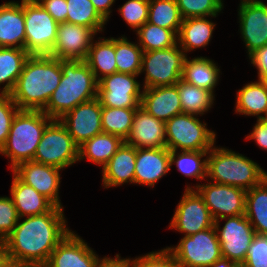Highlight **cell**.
<instances>
[{
    "label": "cell",
    "mask_w": 267,
    "mask_h": 267,
    "mask_svg": "<svg viewBox=\"0 0 267 267\" xmlns=\"http://www.w3.org/2000/svg\"><path fill=\"white\" fill-rule=\"evenodd\" d=\"M166 248L182 267H208L222 257L215 226L183 236L177 245Z\"/></svg>",
    "instance_id": "obj_10"
},
{
    "label": "cell",
    "mask_w": 267,
    "mask_h": 267,
    "mask_svg": "<svg viewBox=\"0 0 267 267\" xmlns=\"http://www.w3.org/2000/svg\"><path fill=\"white\" fill-rule=\"evenodd\" d=\"M57 23L66 22L68 5L66 0H37Z\"/></svg>",
    "instance_id": "obj_46"
},
{
    "label": "cell",
    "mask_w": 267,
    "mask_h": 267,
    "mask_svg": "<svg viewBox=\"0 0 267 267\" xmlns=\"http://www.w3.org/2000/svg\"><path fill=\"white\" fill-rule=\"evenodd\" d=\"M245 216L256 234L267 235V179L246 191Z\"/></svg>",
    "instance_id": "obj_32"
},
{
    "label": "cell",
    "mask_w": 267,
    "mask_h": 267,
    "mask_svg": "<svg viewBox=\"0 0 267 267\" xmlns=\"http://www.w3.org/2000/svg\"><path fill=\"white\" fill-rule=\"evenodd\" d=\"M207 155L208 151L170 150V164L171 167L175 164L184 177L195 178L201 183L207 178Z\"/></svg>",
    "instance_id": "obj_34"
},
{
    "label": "cell",
    "mask_w": 267,
    "mask_h": 267,
    "mask_svg": "<svg viewBox=\"0 0 267 267\" xmlns=\"http://www.w3.org/2000/svg\"><path fill=\"white\" fill-rule=\"evenodd\" d=\"M182 112L197 116L208 113L214 105L215 94L193 86L182 79L177 82Z\"/></svg>",
    "instance_id": "obj_33"
},
{
    "label": "cell",
    "mask_w": 267,
    "mask_h": 267,
    "mask_svg": "<svg viewBox=\"0 0 267 267\" xmlns=\"http://www.w3.org/2000/svg\"><path fill=\"white\" fill-rule=\"evenodd\" d=\"M137 41L143 52L170 48L178 43L177 34L146 22L136 32Z\"/></svg>",
    "instance_id": "obj_38"
},
{
    "label": "cell",
    "mask_w": 267,
    "mask_h": 267,
    "mask_svg": "<svg viewBox=\"0 0 267 267\" xmlns=\"http://www.w3.org/2000/svg\"><path fill=\"white\" fill-rule=\"evenodd\" d=\"M68 23L92 28L97 34L104 32L107 21L97 12L90 0H66Z\"/></svg>",
    "instance_id": "obj_36"
},
{
    "label": "cell",
    "mask_w": 267,
    "mask_h": 267,
    "mask_svg": "<svg viewBox=\"0 0 267 267\" xmlns=\"http://www.w3.org/2000/svg\"><path fill=\"white\" fill-rule=\"evenodd\" d=\"M208 267H241L237 262L221 257Z\"/></svg>",
    "instance_id": "obj_52"
},
{
    "label": "cell",
    "mask_w": 267,
    "mask_h": 267,
    "mask_svg": "<svg viewBox=\"0 0 267 267\" xmlns=\"http://www.w3.org/2000/svg\"><path fill=\"white\" fill-rule=\"evenodd\" d=\"M148 23L179 33L183 18L176 0H149Z\"/></svg>",
    "instance_id": "obj_37"
},
{
    "label": "cell",
    "mask_w": 267,
    "mask_h": 267,
    "mask_svg": "<svg viewBox=\"0 0 267 267\" xmlns=\"http://www.w3.org/2000/svg\"><path fill=\"white\" fill-rule=\"evenodd\" d=\"M206 179L247 191L267 179V171L243 154L214 145L208 151Z\"/></svg>",
    "instance_id": "obj_4"
},
{
    "label": "cell",
    "mask_w": 267,
    "mask_h": 267,
    "mask_svg": "<svg viewBox=\"0 0 267 267\" xmlns=\"http://www.w3.org/2000/svg\"><path fill=\"white\" fill-rule=\"evenodd\" d=\"M19 221L12 197L0 196V240L4 241Z\"/></svg>",
    "instance_id": "obj_43"
},
{
    "label": "cell",
    "mask_w": 267,
    "mask_h": 267,
    "mask_svg": "<svg viewBox=\"0 0 267 267\" xmlns=\"http://www.w3.org/2000/svg\"><path fill=\"white\" fill-rule=\"evenodd\" d=\"M136 108H111L102 106L101 125L103 133L121 137L129 136Z\"/></svg>",
    "instance_id": "obj_39"
},
{
    "label": "cell",
    "mask_w": 267,
    "mask_h": 267,
    "mask_svg": "<svg viewBox=\"0 0 267 267\" xmlns=\"http://www.w3.org/2000/svg\"><path fill=\"white\" fill-rule=\"evenodd\" d=\"M246 140H254L257 146L263 150H267V119H257L252 131Z\"/></svg>",
    "instance_id": "obj_48"
},
{
    "label": "cell",
    "mask_w": 267,
    "mask_h": 267,
    "mask_svg": "<svg viewBox=\"0 0 267 267\" xmlns=\"http://www.w3.org/2000/svg\"><path fill=\"white\" fill-rule=\"evenodd\" d=\"M96 35L92 28L68 22L59 23L55 45L49 55L60 60L85 61Z\"/></svg>",
    "instance_id": "obj_16"
},
{
    "label": "cell",
    "mask_w": 267,
    "mask_h": 267,
    "mask_svg": "<svg viewBox=\"0 0 267 267\" xmlns=\"http://www.w3.org/2000/svg\"><path fill=\"white\" fill-rule=\"evenodd\" d=\"M67 223L64 208L57 206L44 214L19 218L4 240L9 259L45 265L56 246L71 231Z\"/></svg>",
    "instance_id": "obj_1"
},
{
    "label": "cell",
    "mask_w": 267,
    "mask_h": 267,
    "mask_svg": "<svg viewBox=\"0 0 267 267\" xmlns=\"http://www.w3.org/2000/svg\"><path fill=\"white\" fill-rule=\"evenodd\" d=\"M100 259L101 256L71 230L53 250L44 267H94Z\"/></svg>",
    "instance_id": "obj_19"
},
{
    "label": "cell",
    "mask_w": 267,
    "mask_h": 267,
    "mask_svg": "<svg viewBox=\"0 0 267 267\" xmlns=\"http://www.w3.org/2000/svg\"><path fill=\"white\" fill-rule=\"evenodd\" d=\"M2 267H44V265L33 262L12 260L8 258Z\"/></svg>",
    "instance_id": "obj_51"
},
{
    "label": "cell",
    "mask_w": 267,
    "mask_h": 267,
    "mask_svg": "<svg viewBox=\"0 0 267 267\" xmlns=\"http://www.w3.org/2000/svg\"><path fill=\"white\" fill-rule=\"evenodd\" d=\"M220 73V67L212 59L205 56L190 59L186 56L181 79L193 86L215 93V88L219 84Z\"/></svg>",
    "instance_id": "obj_27"
},
{
    "label": "cell",
    "mask_w": 267,
    "mask_h": 267,
    "mask_svg": "<svg viewBox=\"0 0 267 267\" xmlns=\"http://www.w3.org/2000/svg\"><path fill=\"white\" fill-rule=\"evenodd\" d=\"M118 14L136 32L148 21L149 0H127L118 8Z\"/></svg>",
    "instance_id": "obj_41"
},
{
    "label": "cell",
    "mask_w": 267,
    "mask_h": 267,
    "mask_svg": "<svg viewBox=\"0 0 267 267\" xmlns=\"http://www.w3.org/2000/svg\"><path fill=\"white\" fill-rule=\"evenodd\" d=\"M33 161L62 170L79 162V146L59 120L46 126Z\"/></svg>",
    "instance_id": "obj_7"
},
{
    "label": "cell",
    "mask_w": 267,
    "mask_h": 267,
    "mask_svg": "<svg viewBox=\"0 0 267 267\" xmlns=\"http://www.w3.org/2000/svg\"><path fill=\"white\" fill-rule=\"evenodd\" d=\"M125 141L116 135L100 133L79 146V161L86 159L104 167Z\"/></svg>",
    "instance_id": "obj_29"
},
{
    "label": "cell",
    "mask_w": 267,
    "mask_h": 267,
    "mask_svg": "<svg viewBox=\"0 0 267 267\" xmlns=\"http://www.w3.org/2000/svg\"><path fill=\"white\" fill-rule=\"evenodd\" d=\"M102 105L98 98L77 105L59 121L66 127L74 142L80 146L86 140L103 133Z\"/></svg>",
    "instance_id": "obj_17"
},
{
    "label": "cell",
    "mask_w": 267,
    "mask_h": 267,
    "mask_svg": "<svg viewBox=\"0 0 267 267\" xmlns=\"http://www.w3.org/2000/svg\"><path fill=\"white\" fill-rule=\"evenodd\" d=\"M136 148L125 142L102 167V186L105 189L134 184Z\"/></svg>",
    "instance_id": "obj_23"
},
{
    "label": "cell",
    "mask_w": 267,
    "mask_h": 267,
    "mask_svg": "<svg viewBox=\"0 0 267 267\" xmlns=\"http://www.w3.org/2000/svg\"><path fill=\"white\" fill-rule=\"evenodd\" d=\"M199 116L180 113L165 122L166 147L179 151H209L216 144L214 130Z\"/></svg>",
    "instance_id": "obj_6"
},
{
    "label": "cell",
    "mask_w": 267,
    "mask_h": 267,
    "mask_svg": "<svg viewBox=\"0 0 267 267\" xmlns=\"http://www.w3.org/2000/svg\"><path fill=\"white\" fill-rule=\"evenodd\" d=\"M62 77L61 60L50 55H30L13 91V102L20 110H43Z\"/></svg>",
    "instance_id": "obj_2"
},
{
    "label": "cell",
    "mask_w": 267,
    "mask_h": 267,
    "mask_svg": "<svg viewBox=\"0 0 267 267\" xmlns=\"http://www.w3.org/2000/svg\"><path fill=\"white\" fill-rule=\"evenodd\" d=\"M170 170V150L167 147L136 149L134 184L154 188Z\"/></svg>",
    "instance_id": "obj_20"
},
{
    "label": "cell",
    "mask_w": 267,
    "mask_h": 267,
    "mask_svg": "<svg viewBox=\"0 0 267 267\" xmlns=\"http://www.w3.org/2000/svg\"><path fill=\"white\" fill-rule=\"evenodd\" d=\"M61 71L60 84L42 110L53 120L98 96V81L85 61L61 60Z\"/></svg>",
    "instance_id": "obj_3"
},
{
    "label": "cell",
    "mask_w": 267,
    "mask_h": 267,
    "mask_svg": "<svg viewBox=\"0 0 267 267\" xmlns=\"http://www.w3.org/2000/svg\"><path fill=\"white\" fill-rule=\"evenodd\" d=\"M248 58L257 69L258 80L267 81V44L255 50Z\"/></svg>",
    "instance_id": "obj_47"
},
{
    "label": "cell",
    "mask_w": 267,
    "mask_h": 267,
    "mask_svg": "<svg viewBox=\"0 0 267 267\" xmlns=\"http://www.w3.org/2000/svg\"><path fill=\"white\" fill-rule=\"evenodd\" d=\"M53 119L41 110H19L12 122L0 155L9 158L11 171L20 163L33 161L43 131Z\"/></svg>",
    "instance_id": "obj_5"
},
{
    "label": "cell",
    "mask_w": 267,
    "mask_h": 267,
    "mask_svg": "<svg viewBox=\"0 0 267 267\" xmlns=\"http://www.w3.org/2000/svg\"><path fill=\"white\" fill-rule=\"evenodd\" d=\"M221 220H225L221 227ZM222 257L237 262L246 260L249 247L256 232L245 215L219 218L214 221Z\"/></svg>",
    "instance_id": "obj_12"
},
{
    "label": "cell",
    "mask_w": 267,
    "mask_h": 267,
    "mask_svg": "<svg viewBox=\"0 0 267 267\" xmlns=\"http://www.w3.org/2000/svg\"><path fill=\"white\" fill-rule=\"evenodd\" d=\"M169 224L171 230L190 236L213 227L214 219L198 192L185 188Z\"/></svg>",
    "instance_id": "obj_14"
},
{
    "label": "cell",
    "mask_w": 267,
    "mask_h": 267,
    "mask_svg": "<svg viewBox=\"0 0 267 267\" xmlns=\"http://www.w3.org/2000/svg\"><path fill=\"white\" fill-rule=\"evenodd\" d=\"M235 113L267 119V81L244 84L236 93Z\"/></svg>",
    "instance_id": "obj_28"
},
{
    "label": "cell",
    "mask_w": 267,
    "mask_h": 267,
    "mask_svg": "<svg viewBox=\"0 0 267 267\" xmlns=\"http://www.w3.org/2000/svg\"><path fill=\"white\" fill-rule=\"evenodd\" d=\"M125 143L136 149L166 147L165 122L151 116L139 106L136 108L131 131Z\"/></svg>",
    "instance_id": "obj_21"
},
{
    "label": "cell",
    "mask_w": 267,
    "mask_h": 267,
    "mask_svg": "<svg viewBox=\"0 0 267 267\" xmlns=\"http://www.w3.org/2000/svg\"><path fill=\"white\" fill-rule=\"evenodd\" d=\"M127 259L129 267H182L167 248Z\"/></svg>",
    "instance_id": "obj_42"
},
{
    "label": "cell",
    "mask_w": 267,
    "mask_h": 267,
    "mask_svg": "<svg viewBox=\"0 0 267 267\" xmlns=\"http://www.w3.org/2000/svg\"><path fill=\"white\" fill-rule=\"evenodd\" d=\"M30 54L25 49L0 47V93L10 94Z\"/></svg>",
    "instance_id": "obj_31"
},
{
    "label": "cell",
    "mask_w": 267,
    "mask_h": 267,
    "mask_svg": "<svg viewBox=\"0 0 267 267\" xmlns=\"http://www.w3.org/2000/svg\"><path fill=\"white\" fill-rule=\"evenodd\" d=\"M126 73H113L98 81V96L101 105L111 108H138L143 87L137 77Z\"/></svg>",
    "instance_id": "obj_13"
},
{
    "label": "cell",
    "mask_w": 267,
    "mask_h": 267,
    "mask_svg": "<svg viewBox=\"0 0 267 267\" xmlns=\"http://www.w3.org/2000/svg\"><path fill=\"white\" fill-rule=\"evenodd\" d=\"M7 247L4 241L0 240V267L8 260Z\"/></svg>",
    "instance_id": "obj_53"
},
{
    "label": "cell",
    "mask_w": 267,
    "mask_h": 267,
    "mask_svg": "<svg viewBox=\"0 0 267 267\" xmlns=\"http://www.w3.org/2000/svg\"><path fill=\"white\" fill-rule=\"evenodd\" d=\"M94 267H129V265L127 258H122L120 254H116L113 258L104 256Z\"/></svg>",
    "instance_id": "obj_49"
},
{
    "label": "cell",
    "mask_w": 267,
    "mask_h": 267,
    "mask_svg": "<svg viewBox=\"0 0 267 267\" xmlns=\"http://www.w3.org/2000/svg\"><path fill=\"white\" fill-rule=\"evenodd\" d=\"M223 2V0H176L183 19L209 16L216 18L224 9Z\"/></svg>",
    "instance_id": "obj_40"
},
{
    "label": "cell",
    "mask_w": 267,
    "mask_h": 267,
    "mask_svg": "<svg viewBox=\"0 0 267 267\" xmlns=\"http://www.w3.org/2000/svg\"><path fill=\"white\" fill-rule=\"evenodd\" d=\"M19 110L10 94L0 93V150L6 143L13 119Z\"/></svg>",
    "instance_id": "obj_44"
},
{
    "label": "cell",
    "mask_w": 267,
    "mask_h": 267,
    "mask_svg": "<svg viewBox=\"0 0 267 267\" xmlns=\"http://www.w3.org/2000/svg\"><path fill=\"white\" fill-rule=\"evenodd\" d=\"M25 44L30 55H49L55 45L57 23L37 0H24Z\"/></svg>",
    "instance_id": "obj_9"
},
{
    "label": "cell",
    "mask_w": 267,
    "mask_h": 267,
    "mask_svg": "<svg viewBox=\"0 0 267 267\" xmlns=\"http://www.w3.org/2000/svg\"><path fill=\"white\" fill-rule=\"evenodd\" d=\"M237 12L238 31L249 56L267 44V10L264 1L240 0Z\"/></svg>",
    "instance_id": "obj_15"
},
{
    "label": "cell",
    "mask_w": 267,
    "mask_h": 267,
    "mask_svg": "<svg viewBox=\"0 0 267 267\" xmlns=\"http://www.w3.org/2000/svg\"><path fill=\"white\" fill-rule=\"evenodd\" d=\"M114 46L117 72L140 75L143 50L138 42H130L122 35L114 38Z\"/></svg>",
    "instance_id": "obj_35"
},
{
    "label": "cell",
    "mask_w": 267,
    "mask_h": 267,
    "mask_svg": "<svg viewBox=\"0 0 267 267\" xmlns=\"http://www.w3.org/2000/svg\"><path fill=\"white\" fill-rule=\"evenodd\" d=\"M24 0L8 1L0 5V47L24 49Z\"/></svg>",
    "instance_id": "obj_24"
},
{
    "label": "cell",
    "mask_w": 267,
    "mask_h": 267,
    "mask_svg": "<svg viewBox=\"0 0 267 267\" xmlns=\"http://www.w3.org/2000/svg\"><path fill=\"white\" fill-rule=\"evenodd\" d=\"M205 183L191 186L186 185V189H195L203 198L214 221L219 218L245 215V197L246 190L210 182L208 179Z\"/></svg>",
    "instance_id": "obj_11"
},
{
    "label": "cell",
    "mask_w": 267,
    "mask_h": 267,
    "mask_svg": "<svg viewBox=\"0 0 267 267\" xmlns=\"http://www.w3.org/2000/svg\"><path fill=\"white\" fill-rule=\"evenodd\" d=\"M241 267H267V235L254 236Z\"/></svg>",
    "instance_id": "obj_45"
},
{
    "label": "cell",
    "mask_w": 267,
    "mask_h": 267,
    "mask_svg": "<svg viewBox=\"0 0 267 267\" xmlns=\"http://www.w3.org/2000/svg\"><path fill=\"white\" fill-rule=\"evenodd\" d=\"M85 62L97 81L117 72L114 37H99L93 40Z\"/></svg>",
    "instance_id": "obj_30"
},
{
    "label": "cell",
    "mask_w": 267,
    "mask_h": 267,
    "mask_svg": "<svg viewBox=\"0 0 267 267\" xmlns=\"http://www.w3.org/2000/svg\"><path fill=\"white\" fill-rule=\"evenodd\" d=\"M186 55L178 43L170 48L143 52L140 74L142 87L175 85L181 78Z\"/></svg>",
    "instance_id": "obj_8"
},
{
    "label": "cell",
    "mask_w": 267,
    "mask_h": 267,
    "mask_svg": "<svg viewBox=\"0 0 267 267\" xmlns=\"http://www.w3.org/2000/svg\"><path fill=\"white\" fill-rule=\"evenodd\" d=\"M211 17L183 19L177 40L186 56H188L187 53L195 51V49L205 48L211 42L216 27V23L212 22Z\"/></svg>",
    "instance_id": "obj_26"
},
{
    "label": "cell",
    "mask_w": 267,
    "mask_h": 267,
    "mask_svg": "<svg viewBox=\"0 0 267 267\" xmlns=\"http://www.w3.org/2000/svg\"><path fill=\"white\" fill-rule=\"evenodd\" d=\"M97 12L108 22L112 13V5L116 0H90Z\"/></svg>",
    "instance_id": "obj_50"
},
{
    "label": "cell",
    "mask_w": 267,
    "mask_h": 267,
    "mask_svg": "<svg viewBox=\"0 0 267 267\" xmlns=\"http://www.w3.org/2000/svg\"><path fill=\"white\" fill-rule=\"evenodd\" d=\"M142 90L140 106L156 119L167 122L173 116L183 113L177 83Z\"/></svg>",
    "instance_id": "obj_22"
},
{
    "label": "cell",
    "mask_w": 267,
    "mask_h": 267,
    "mask_svg": "<svg viewBox=\"0 0 267 267\" xmlns=\"http://www.w3.org/2000/svg\"><path fill=\"white\" fill-rule=\"evenodd\" d=\"M23 182L48 198L55 206L63 208L59 196L62 169L27 161L12 170Z\"/></svg>",
    "instance_id": "obj_18"
},
{
    "label": "cell",
    "mask_w": 267,
    "mask_h": 267,
    "mask_svg": "<svg viewBox=\"0 0 267 267\" xmlns=\"http://www.w3.org/2000/svg\"><path fill=\"white\" fill-rule=\"evenodd\" d=\"M10 195L19 218L44 214L55 205L33 187L23 182L13 171Z\"/></svg>",
    "instance_id": "obj_25"
}]
</instances>
